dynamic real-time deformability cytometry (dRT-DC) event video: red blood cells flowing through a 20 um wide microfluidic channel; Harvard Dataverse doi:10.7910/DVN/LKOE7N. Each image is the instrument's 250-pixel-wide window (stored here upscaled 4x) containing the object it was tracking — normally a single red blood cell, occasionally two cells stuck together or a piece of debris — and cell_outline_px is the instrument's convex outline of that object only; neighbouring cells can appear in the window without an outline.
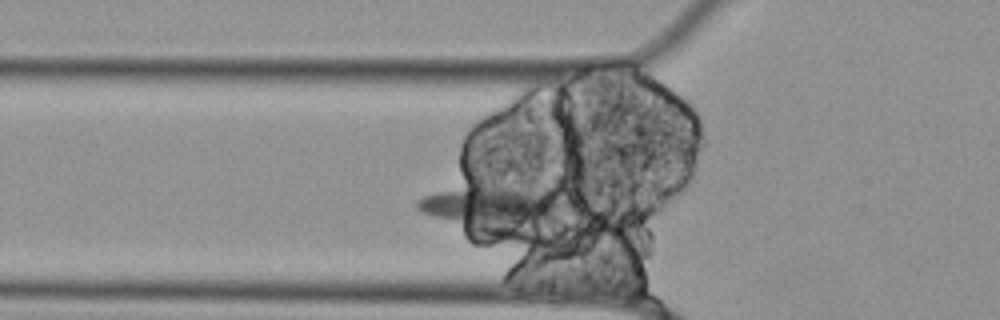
{"species": "Egyptian fruit bat (a non-hibernating species)", "species_latin": "Rousettus aegyptiacus", "temperature_condition": "cold", "stored_images_in_passage": 42, "segment_of_instrument_passage": [1, 2], "camera_frame_rate_fps": 3000, "um_per_image_px": 0.085, "animal": {"sex": "female"}, "frame": {"image": 1, "passage_image": 3, "time_ms": 0.667, "image_size_px": [1000, 320], "cell_outline_px": [[568, 204], [564, 208], [508, 240], [500, 240], [420, 212], [416, 208], [416, 200], [424, 196], [436, 192], [464, 188], [476, 188], [552, 192], [564, 200]], "centroid_in_image_um": [41.8, 17.8], "position_along_channel_um": 84.0, "area_um2": 36.99}}